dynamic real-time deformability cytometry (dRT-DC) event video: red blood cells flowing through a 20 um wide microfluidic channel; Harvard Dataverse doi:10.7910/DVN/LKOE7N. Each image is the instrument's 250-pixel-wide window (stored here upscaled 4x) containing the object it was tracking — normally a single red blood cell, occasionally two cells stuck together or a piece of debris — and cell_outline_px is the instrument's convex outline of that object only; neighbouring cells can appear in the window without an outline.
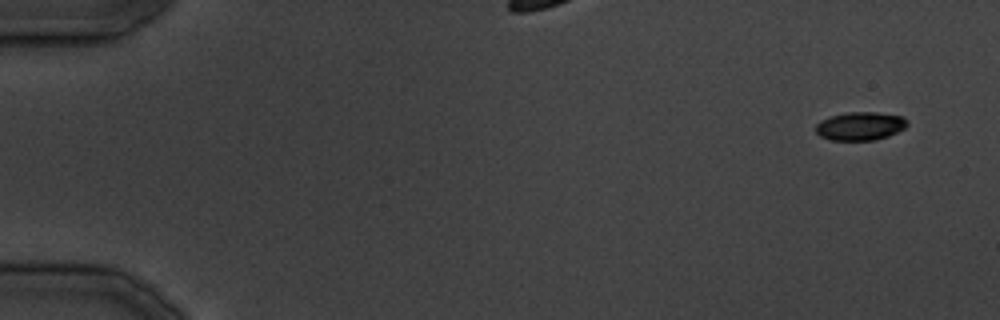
{"species": "common noctule bat (a hibernating species)", "species_latin": "Nyctalus noctula", "temperature_condition": "cold", "stored_images_in_passage": 36, "camera_frame_rate_fps": 3000, "um_per_image_px": 0.085, "animal": {"sex": "male", "body_mass_g": 19.5, "forearm_length_mm": 54.6}, "frame": {"image": 1, "passage_image": 1, "time_ms": 0.0, "image_size_px": [1000, 320], "cell_outline_px": [[908, 124], [904, 128], [888, 136], [872, 140], [828, 140], [820, 136], [816, 132], [816, 124], [820, 120], [828, 116], [848, 112], [876, 112], [904, 116], [908, 120]], "centroid_in_image_um": [73.1, 10.7], "position_along_channel_um": 11.9, "area_um2": 15.26}}
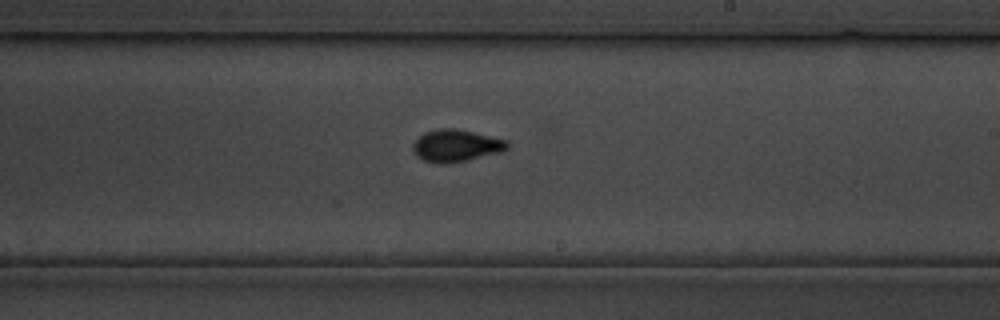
{"frame": {"image": 2, "passage_image": 21, "time_ms": 24.667, "image_size_px": [1000, 320], "cell_outline_px": [[508, 148], [500, 152], [464, 160], [444, 164], [440, 164], [424, 160], [416, 156], [412, 152], [412, 144], [424, 132], [440, 128], [456, 128], [508, 140]], "centroid_in_image_um": [38.73, 12.37], "position_along_channel_um": 250.3, "area_um2": 17.57}}
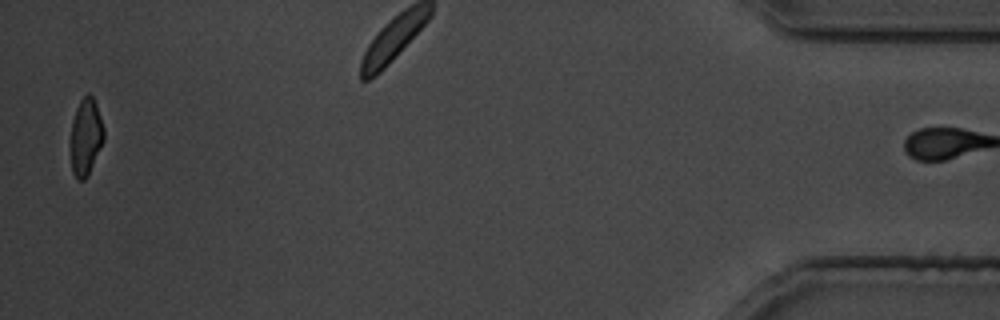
{"frame": {"image": 3, "passage_image": 35, "time_ms": 41.667, "image_size_px": [1000, 320], "cell_outline_px": [[104, 140], [88, 176], [84, 180], [76, 180], [72, 172], [72, 120], [76, 108], [80, 100], [88, 92], [92, 96], [96, 104], [104, 128]], "centroid_in_image_um": [7.31, 11.64], "position_along_channel_um": 427.9, "area_um2": 14.74}}